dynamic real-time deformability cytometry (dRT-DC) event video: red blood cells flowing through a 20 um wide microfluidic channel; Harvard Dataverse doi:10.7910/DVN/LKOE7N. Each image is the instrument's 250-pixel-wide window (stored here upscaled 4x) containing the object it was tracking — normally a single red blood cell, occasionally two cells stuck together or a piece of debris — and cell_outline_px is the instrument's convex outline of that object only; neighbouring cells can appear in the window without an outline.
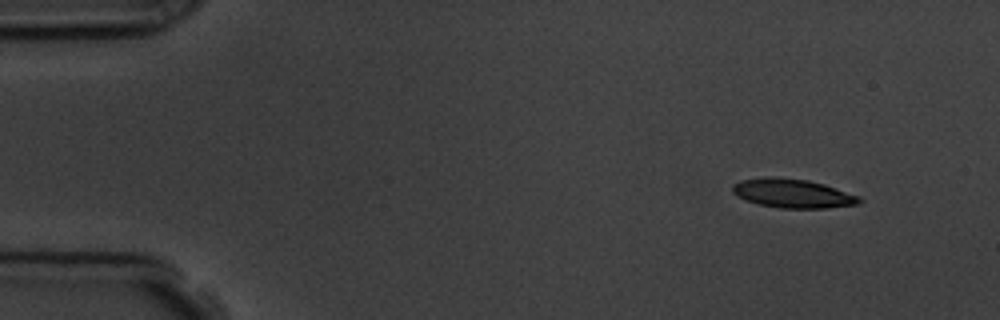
{"species": "common noctule bat (a hibernating species)", "species_latin": "Nyctalus noctula", "temperature_condition": "room temperature", "stored_images_in_passage": 3, "camera_frame_rate_fps": 3000, "um_per_image_px": 0.085, "animal": {"sex": "male", "body_mass_g": 19.5, "forearm_length_mm": 54.6}, "frame": {"image": 1, "passage_image": 1, "time_ms": 0.0, "image_size_px": [1000, 320], "cell_outline_px": [[864, 200], [860, 204], [828, 208], [780, 208], [760, 204], [736, 196], [732, 192], [732, 184], [740, 180], [764, 176], [772, 176], [808, 180], [824, 184], [860, 196]], "centroid_in_image_um": [67.39, 16.43], "position_along_channel_um": 17.6, "area_um2": 21.62}}